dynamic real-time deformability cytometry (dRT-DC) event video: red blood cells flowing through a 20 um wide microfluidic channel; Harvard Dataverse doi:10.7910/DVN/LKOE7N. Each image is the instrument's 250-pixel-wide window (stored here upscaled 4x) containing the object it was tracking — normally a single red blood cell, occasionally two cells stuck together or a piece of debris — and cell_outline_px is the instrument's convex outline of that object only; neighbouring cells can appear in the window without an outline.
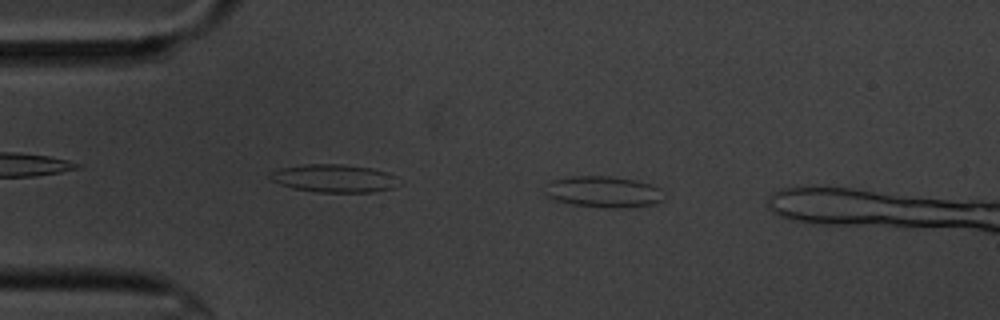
{"species": "common noctule bat (a hibernating species)", "species_latin": "Nyctalus noctula", "temperature_condition": "cold", "stored_images_in_passage": 45, "camera_frame_rate_fps": 3000, "um_per_image_px": 0.085, "animal": {"sex": "male", "body_mass_g": 20.1, "forearm_length_mm": 53.5}, "frame": {"image": 1, "passage_image": 6, "time_ms": 1.667, "image_size_px": [1000, 320], "cell_outline_px": [[668, 196], [664, 200], [656, 204], [624, 208], [604, 208], [572, 204], [556, 200], [548, 196], [544, 192], [544, 184], [548, 180], [572, 176], [612, 176], [636, 180], [652, 184], [660, 188]], "centroid_in_image_um": [51.33, 16.3], "position_along_channel_um": 33.7, "area_um2": 22.37}}
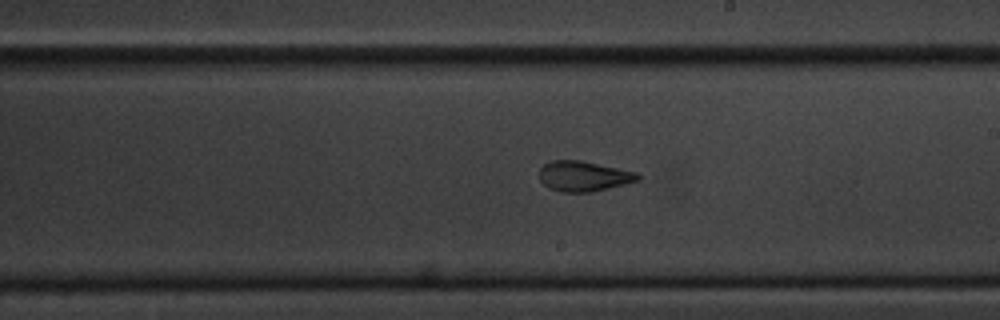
{"frame": {"image": 2, "passage_image": 27, "time_ms": 8.667, "image_size_px": [1000, 320], "cell_outline_px": [[640, 180], [592, 192], [560, 192], [544, 184], [540, 180], [540, 168], [544, 164], [552, 160], [580, 160], [636, 172], [640, 176]], "centroid_in_image_um": [49.6, 14.97], "position_along_channel_um": 239.4, "area_um2": 17.17}}
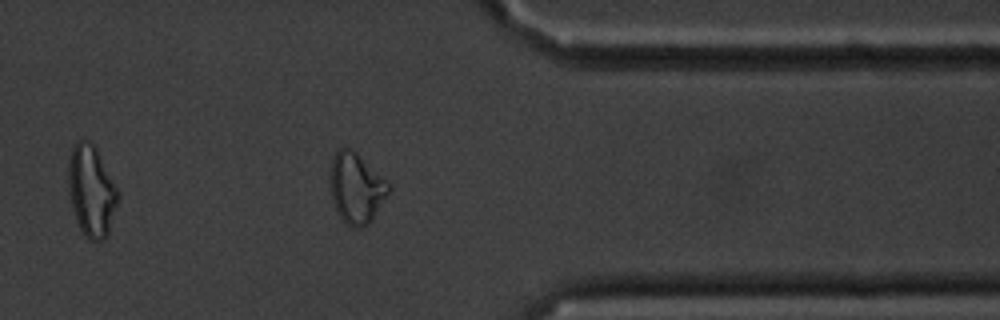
{"frame": {"image": 3, "passage_image": 40, "time_ms": 13.0, "image_size_px": [1000, 320], "cell_outline_px": [[392, 188], [372, 220], [368, 224], [360, 228], [356, 228], [344, 224], [336, 212], [332, 200], [328, 176], [332, 156], [340, 148], [348, 148], [356, 152]], "centroid_in_image_um": [30.22, 16.02], "position_along_channel_um": 381.2, "area_um2": 24.1}}